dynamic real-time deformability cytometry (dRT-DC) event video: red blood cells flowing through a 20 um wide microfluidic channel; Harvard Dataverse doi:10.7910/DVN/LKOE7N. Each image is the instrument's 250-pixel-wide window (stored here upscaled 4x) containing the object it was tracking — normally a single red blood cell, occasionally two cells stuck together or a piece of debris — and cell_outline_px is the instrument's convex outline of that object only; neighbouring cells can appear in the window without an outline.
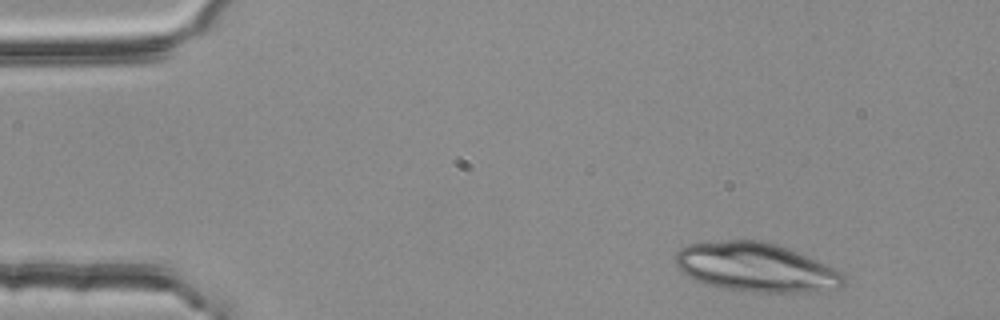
{"species": "common noctule bat (a hibernating species)", "species_latin": "Nyctalus noctula", "temperature_condition": "room temperature", "stored_images_in_passage": 3, "camera_frame_rate_fps": 3000, "um_per_image_px": 0.085, "animal": {"sex": "female", "body_mass_g": 25.1}, "frame": {"image": 1, "passage_image": 1, "time_ms": 0.0, "image_size_px": [1000, 320], "cell_outline_px": [[848, 276], [844, 284], [840, 288], [820, 292], [760, 292], [724, 288], [704, 284], [680, 272], [676, 268], [672, 260], [672, 256], [680, 248], [688, 244], [728, 240], [760, 240], [776, 244], [788, 248], [816, 260]], "centroid_in_image_um": [64.22, 22.73], "position_along_channel_um": 20.8, "area_um2": 48.38}}